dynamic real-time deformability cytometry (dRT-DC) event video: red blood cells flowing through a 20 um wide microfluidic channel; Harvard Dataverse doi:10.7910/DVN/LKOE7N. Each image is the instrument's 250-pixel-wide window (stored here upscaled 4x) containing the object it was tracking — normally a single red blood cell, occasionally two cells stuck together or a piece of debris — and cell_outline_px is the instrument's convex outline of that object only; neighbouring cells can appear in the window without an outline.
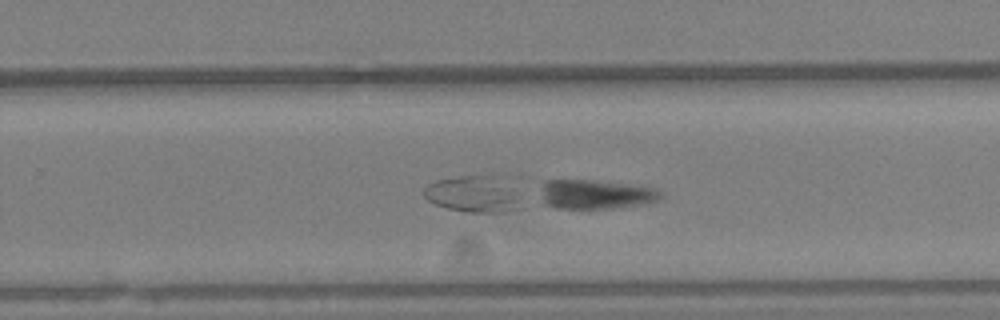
{"species": "Egyptian fruit bat (a non-hibernating species)", "species_latin": "Rousettus aegyptiacus", "temperature_condition": "warm", "stored_images_in_passage": 63, "camera_frame_rate_fps": 3000, "um_per_image_px": 0.085, "animal": {"sex": "female"}, "frame": {"image": 1, "passage_image": 41, "time_ms": 13.333, "image_size_px": [1000, 320], "cell_outline_px": [[664, 196], [656, 200], [644, 204], [608, 208], [556, 208], [544, 204], [540, 188], [544, 180], [596, 180], [628, 184], [656, 188], [664, 192]], "centroid_in_image_um": [50.64, 16.5], "position_along_channel_um": 279.2, "area_um2": 20.58}}
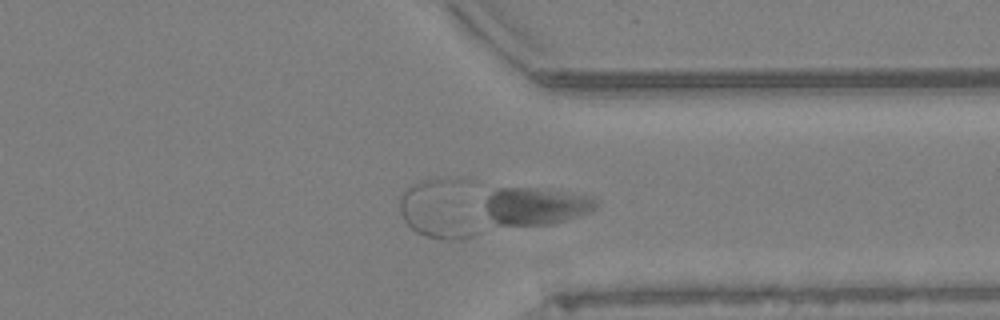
{"frame": {"image": 2, "passage_image": 49, "time_ms": 16.0, "image_size_px": [1000, 320], "cell_outline_px": [[600, 204], [596, 208], [588, 212], [564, 220], [548, 224], [496, 224], [488, 212], [484, 204], [488, 196], [496, 188], [548, 188], [588, 196], [600, 200]], "centroid_in_image_um": [45.6, 17.48], "position_along_channel_um": 365.8, "area_um2": 23.81}}
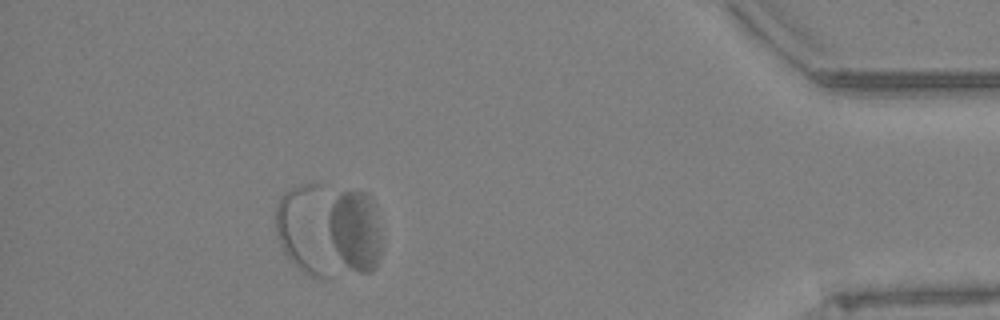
{"frame": {"image": 3, "passage_image": 57, "time_ms": 18.667, "image_size_px": [1000, 320], "cell_outline_px": [[380, 256], [376, 264], [368, 272], [360, 272], [352, 268], [340, 256], [332, 244], [328, 232], [328, 212], [332, 204], [340, 192], [368, 192], [372, 196], [376, 204], [380, 236]], "centroid_in_image_um": [30.21, 19.52], "position_along_channel_um": 405.0, "area_um2": 24.33}}